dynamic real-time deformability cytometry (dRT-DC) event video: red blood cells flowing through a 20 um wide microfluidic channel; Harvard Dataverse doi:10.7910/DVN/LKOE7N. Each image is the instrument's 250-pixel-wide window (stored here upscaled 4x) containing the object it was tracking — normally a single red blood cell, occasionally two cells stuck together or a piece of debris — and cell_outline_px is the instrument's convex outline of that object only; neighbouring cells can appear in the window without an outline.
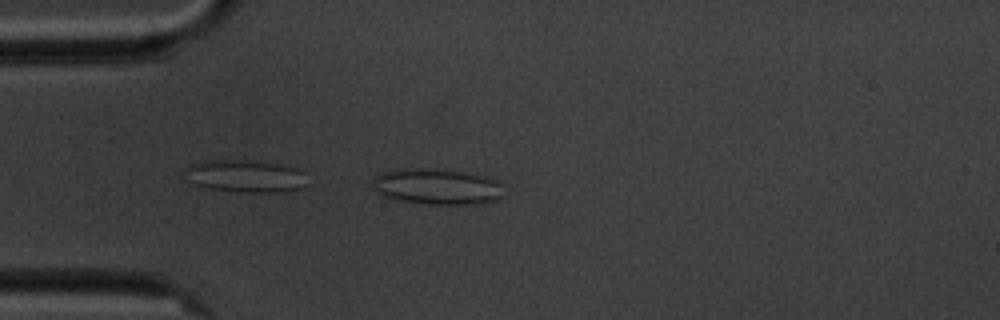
{"species": "common noctule bat (a hibernating species)", "species_latin": "Nyctalus noctula", "temperature_condition": "cold", "stored_images_in_passage": 9, "camera_frame_rate_fps": 3000, "um_per_image_px": 0.085, "animal": {"sex": "male", "body_mass_g": 20.1, "forearm_length_mm": 53.5}, "frame": {"image": 1, "passage_image": 3, "time_ms": 2.333, "image_size_px": [1000, 320], "cell_outline_px": [[500, 196], [496, 200], [480, 204], [428, 204], [392, 200], [376, 192], [372, 188], [372, 180], [376, 176], [384, 172], [412, 168], [432, 168], [464, 172], [488, 176], [496, 180], [500, 184]], "centroid_in_image_um": [37.1, 15.87], "position_along_channel_um": 47.9, "area_um2": 27.51}}
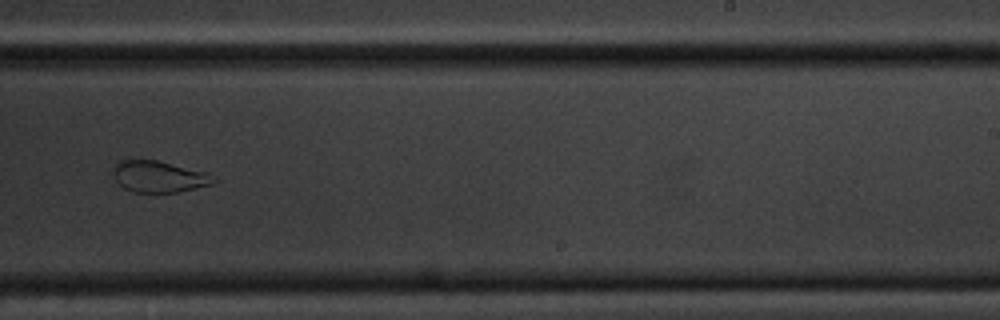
{"frame": {"image": 2, "passage_image": 9, "time_ms": 9.333, "image_size_px": [1000, 320], "cell_outline_px": [[216, 180], [212, 184], [176, 192], [132, 192], [124, 188], [116, 180], [112, 172], [112, 168], [120, 160], [156, 160], [204, 172]], "centroid_in_image_um": [13.43, 15.01], "position_along_channel_um": 275.6, "area_um2": 17.98}}